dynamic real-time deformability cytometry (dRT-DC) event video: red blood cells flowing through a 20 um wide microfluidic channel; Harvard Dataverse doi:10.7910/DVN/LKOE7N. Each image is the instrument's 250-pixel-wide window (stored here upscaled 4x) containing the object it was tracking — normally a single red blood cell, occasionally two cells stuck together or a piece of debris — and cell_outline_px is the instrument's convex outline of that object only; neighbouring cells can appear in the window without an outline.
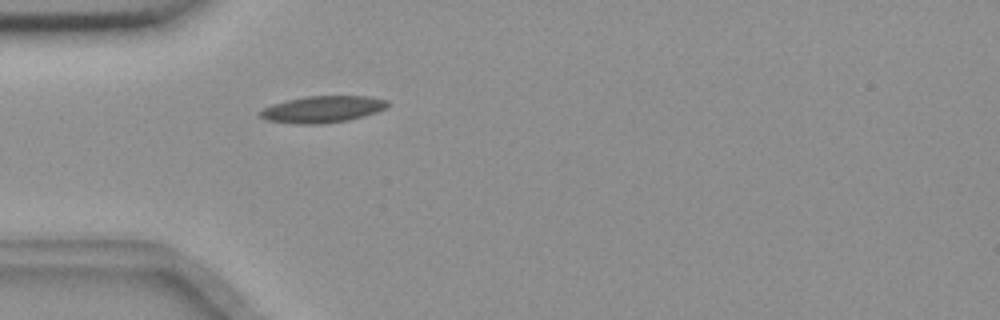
{"species": "common noctule bat (a hibernating species)", "species_latin": "Nyctalus noctula", "temperature_condition": "room temperature", "stored_images_in_passage": 38, "camera_frame_rate_fps": 3000, "um_per_image_px": 0.085, "animal": {"sex": "female", "body_mass_g": 18.4}, "frame": {"image": 1, "passage_image": 2, "time_ms": 0.333, "image_size_px": [1000, 320], "cell_outline_px": [[388, 104], [384, 108], [376, 112], [348, 120], [320, 124], [296, 124], [268, 120], [260, 116], [256, 112], [272, 104], [304, 96], [368, 96], [388, 100]], "centroid_in_image_um": [27.38, 9.28], "position_along_channel_um": 57.6, "area_um2": 19.71}}
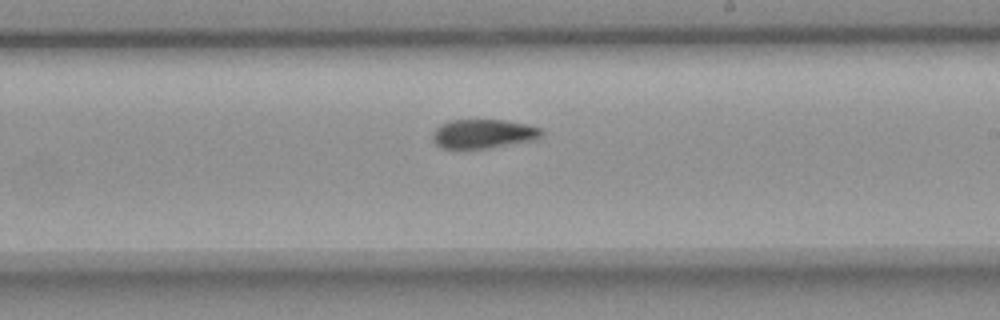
{"frame": {"image": 2, "passage_image": 18, "time_ms": 5.667, "image_size_px": [1000, 320], "cell_outline_px": [[544, 132], [540, 136], [532, 140], [488, 148], [440, 148], [432, 140], [432, 132], [440, 124], [448, 120], [508, 120], [540, 128]], "centroid_in_image_um": [41.02, 11.36], "position_along_channel_um": 248.0, "area_um2": 18.38}}
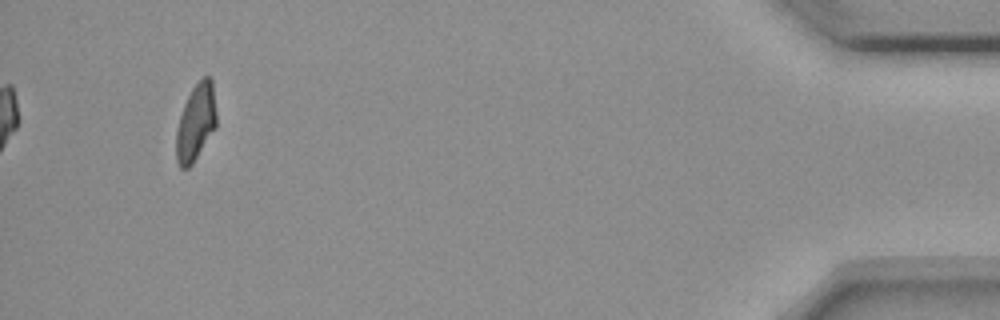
{"frame": {"image": 3, "passage_image": 38, "time_ms": 12.333, "image_size_px": [1000, 320], "cell_outline_px": [[216, 128], [192, 164], [188, 168], [180, 168], [176, 160], [176, 132], [180, 116], [184, 104], [192, 88], [204, 76], [208, 76], [212, 80], [216, 112]], "centroid_in_image_um": [16.64, 10.43], "position_along_channel_um": 418.6, "area_um2": 17.92}, "authors_computed_cell_mechanics": {"area_um2": 18.9006, "velocity_mm_per_s": 3.6638, "shape_relaxation_time_tau1_ms": 9.4673, "shape_relaxation_time_tau2_ms": 2.8045, "deformation_change_tau1": 0.2004, "deformation_change_tau2": 0.0839}}